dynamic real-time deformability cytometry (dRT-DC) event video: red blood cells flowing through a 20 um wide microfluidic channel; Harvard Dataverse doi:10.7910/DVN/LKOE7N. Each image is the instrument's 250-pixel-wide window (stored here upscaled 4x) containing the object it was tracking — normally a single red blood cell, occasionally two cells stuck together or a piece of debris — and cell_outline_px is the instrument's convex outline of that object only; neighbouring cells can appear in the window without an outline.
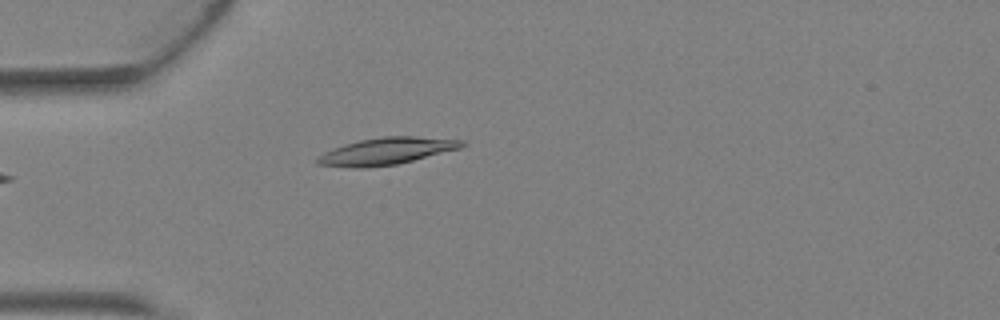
{"species": "Egyptian fruit bat (a non-hibernating species)", "species_latin": "Rousettus aegyptiacus", "temperature_condition": "warm", "stored_images_in_passage": 2, "camera_frame_rate_fps": 3000, "um_per_image_px": 0.085, "animal": {"sex": "female"}, "frame": {"image": 1, "passage_image": 2, "time_ms": 0.333, "image_size_px": [1000, 320], "cell_outline_px": [[468, 144], [460, 148], [396, 164], [364, 168], [352, 168], [316, 164], [316, 160], [324, 152], [332, 148], [344, 144], [360, 140], [384, 136], [416, 136], [464, 140]], "centroid_in_image_um": [32.84, 12.84], "position_along_channel_um": 52.2, "area_um2": 22.6}}